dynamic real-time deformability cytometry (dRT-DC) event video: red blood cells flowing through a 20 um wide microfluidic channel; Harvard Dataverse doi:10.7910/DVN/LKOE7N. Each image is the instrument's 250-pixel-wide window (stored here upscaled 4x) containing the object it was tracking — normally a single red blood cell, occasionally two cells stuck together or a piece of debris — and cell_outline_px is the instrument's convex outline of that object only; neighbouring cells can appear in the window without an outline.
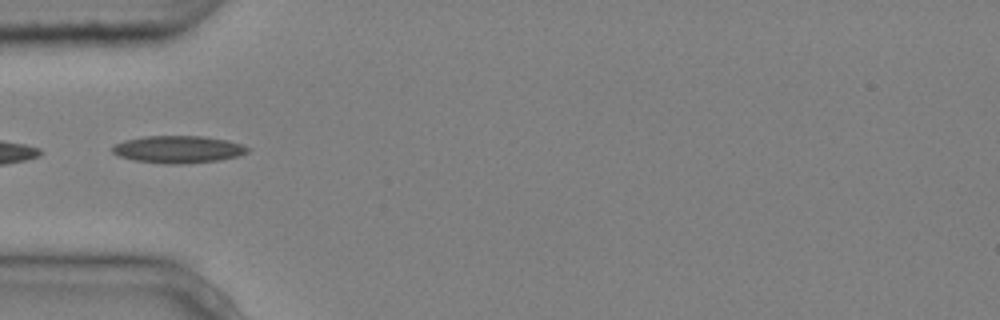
{"species": "common noctule bat (a hibernating species)", "species_latin": "Nyctalus noctula", "temperature_condition": "cold", "stored_images_in_passage": 7, "camera_frame_rate_fps": 3000, "um_per_image_px": 0.085, "animal": {"sex": "male", "body_mass_g": 20.4}, "frame": {"image": 1, "passage_image": 4, "time_ms": 1.0, "image_size_px": [1000, 320], "cell_outline_px": [[252, 148], [248, 152], [236, 156], [220, 160], [184, 164], [164, 164], [132, 160], [120, 156], [112, 152], [112, 144], [124, 140], [144, 136], [204, 136], [228, 140]], "centroid_in_image_um": [15.13, 12.69], "position_along_channel_um": 69.9, "area_um2": 21.73}}
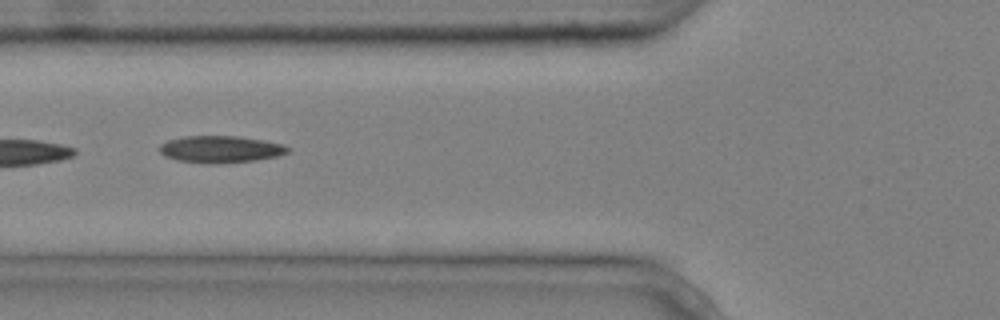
{"frame": {"image": 2, "passage_image": 5, "time_ms": 1.333, "image_size_px": [1000, 320], "cell_outline_px": [[292, 148], [288, 152], [276, 156], [256, 160], [220, 164], [204, 164], [176, 160], [164, 156], [160, 152], [160, 144], [168, 140], [184, 136], [240, 136], [264, 140], [284, 144]], "centroid_in_image_um": [18.75, 12.69], "position_along_channel_um": 107.0, "area_um2": 20.46}}